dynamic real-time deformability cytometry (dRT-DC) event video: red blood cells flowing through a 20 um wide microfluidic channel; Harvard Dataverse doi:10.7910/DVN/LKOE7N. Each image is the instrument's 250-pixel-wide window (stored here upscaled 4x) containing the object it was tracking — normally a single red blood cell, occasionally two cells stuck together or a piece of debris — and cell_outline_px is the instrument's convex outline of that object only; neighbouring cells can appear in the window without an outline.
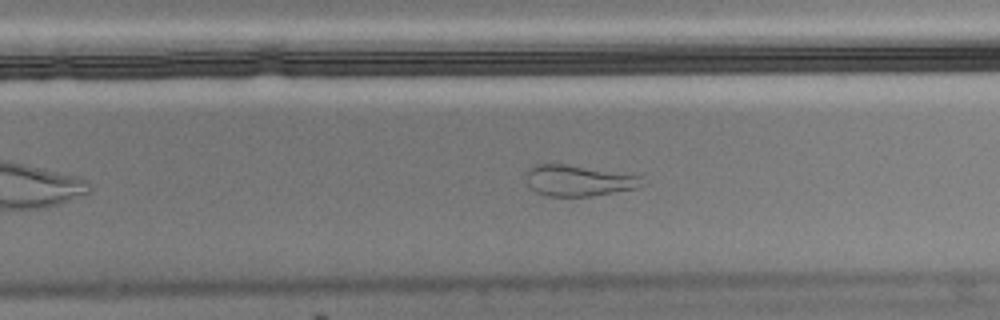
{"species": "Egyptian fruit bat (a non-hibernating species)", "species_latin": "Rousettus aegyptiacus", "temperature_condition": "cold", "stored_images_in_passage": 49, "camera_frame_rate_fps": 3000, "um_per_image_px": 0.085, "animal": {"sex": "male"}, "frame": {"image": 1, "passage_image": 28, "time_ms": 9.0, "image_size_px": [1000, 320], "cell_outline_px": [[644, 184], [636, 188], [592, 196], [548, 196], [536, 192], [528, 188], [524, 176], [528, 168], [536, 164], [564, 164], [640, 176]], "centroid_in_image_um": [49.07, 15.36], "position_along_channel_um": 280.7, "area_um2": 20.87}, "authors_computed_cell_mechanics": {"area_um2": 20.4034, "velocity_mm_per_s": 3.4776, "shape_relaxation_time_tau1_ms": null, "shape_relaxation_time_tau2_ms": 2.4064, "deformation_change_tau1": null, "deformation_change_tau2": 0.0955}}